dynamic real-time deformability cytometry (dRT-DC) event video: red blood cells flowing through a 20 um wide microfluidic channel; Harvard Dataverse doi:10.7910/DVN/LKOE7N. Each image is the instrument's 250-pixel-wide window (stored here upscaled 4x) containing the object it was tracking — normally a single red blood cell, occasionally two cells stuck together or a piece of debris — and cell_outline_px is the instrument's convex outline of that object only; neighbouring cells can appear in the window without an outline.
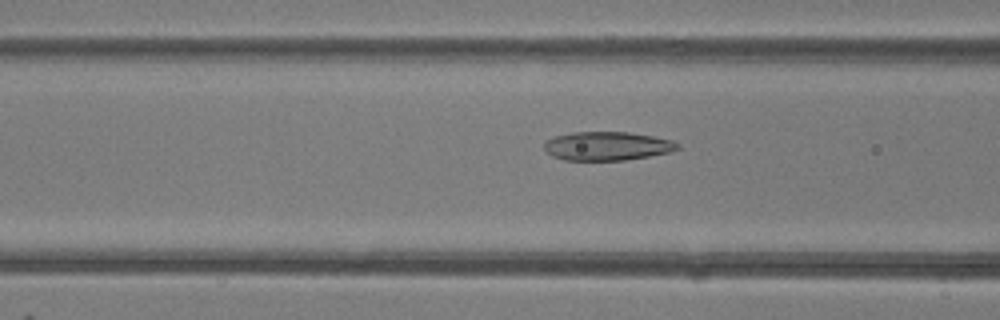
{"species": "common noctule bat (a hibernating species)", "species_latin": "Nyctalus noctula", "temperature_condition": "room temperature", "stored_images_in_passage": 48, "camera_frame_rate_fps": 3000, "um_per_image_px": 0.085, "animal": {"sex": "female"}, "frame": {"image": 1, "passage_image": 19, "time_ms": 6.0, "image_size_px": [1000, 320], "cell_outline_px": [[680, 148], [672, 152], [624, 160], [564, 160], [552, 156], [544, 148], [544, 140], [556, 136], [572, 132], [628, 132], [652, 136], [672, 140], [680, 144]], "centroid_in_image_um": [51.61, 12.41], "position_along_channel_um": 115.0, "area_um2": 22.37}}
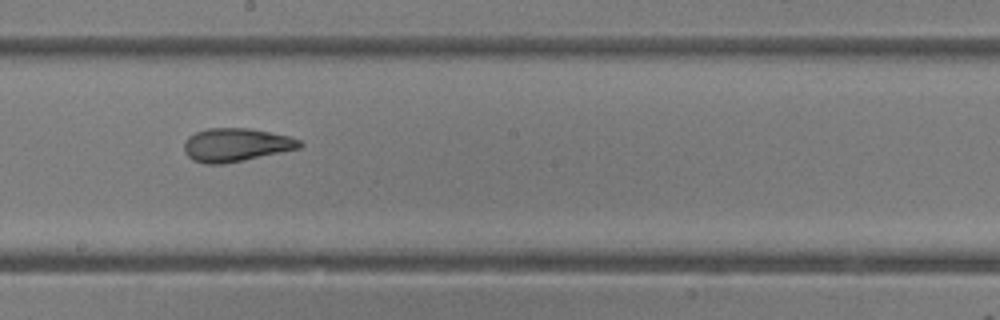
{"frame": {"image": 2, "passage_image": 27, "time_ms": 8.667, "image_size_px": [1000, 320], "cell_outline_px": [[304, 144], [300, 148], [244, 160], [224, 164], [204, 164], [192, 160], [184, 152], [184, 140], [188, 136], [196, 132], [208, 128], [248, 128], [288, 136], [300, 140]], "centroid_in_image_um": [20.02, 12.32], "position_along_channel_um": 228.2, "area_um2": 22.48}}
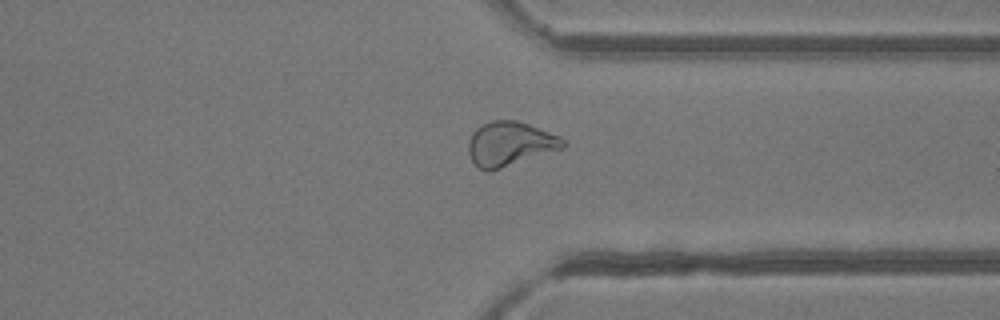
{"frame": {"image": 3, "passage_image": 37, "time_ms": 12.0, "image_size_px": [1000, 320], "cell_outline_px": [[568, 144], [564, 148], [488, 172], [484, 172], [472, 160], [468, 152], [468, 140], [472, 132], [476, 128], [492, 120], [516, 120], [528, 124], [560, 136]], "centroid_in_image_um": [43.34, 12.22], "position_along_channel_um": 368.1, "area_um2": 24.39}, "authors_computed_cell_mechanics": {"area_um2": 24.7962, "velocity_mm_per_s": 4.2284, "shape_relaxation_time_tau1_ms": 5.1538, "shape_relaxation_time_tau2_ms": 1.4501, "deformation_change_tau1": 0.1818, "deformation_change_tau2": 0.0803}}